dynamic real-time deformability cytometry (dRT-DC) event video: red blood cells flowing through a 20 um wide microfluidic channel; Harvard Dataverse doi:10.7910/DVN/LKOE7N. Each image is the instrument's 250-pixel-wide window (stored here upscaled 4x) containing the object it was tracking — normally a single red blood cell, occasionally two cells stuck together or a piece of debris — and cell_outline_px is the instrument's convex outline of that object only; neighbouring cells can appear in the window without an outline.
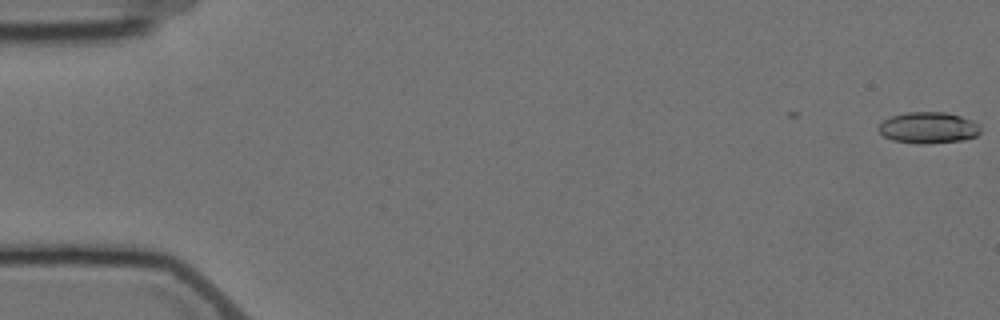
{"species": "Egyptian fruit bat (a non-hibernating species)", "species_latin": "Rousettus aegyptiacus", "temperature_condition": "cold", "stored_images_in_passage": 5, "camera_frame_rate_fps": 3000, "um_per_image_px": 0.085, "animal": {"sex": "female"}, "frame": {"image": 1, "passage_image": 1, "time_ms": 0.0, "image_size_px": [1000, 320], "cell_outline_px": [[980, 132], [976, 136], [964, 140], [928, 144], [920, 144], [892, 140], [884, 136], [876, 128], [884, 120], [892, 116], [908, 112], [944, 112], [960, 116], [972, 120], [980, 124]], "centroid_in_image_um": [78.92, 10.86], "position_along_channel_um": 6.1, "area_um2": 18.67}}
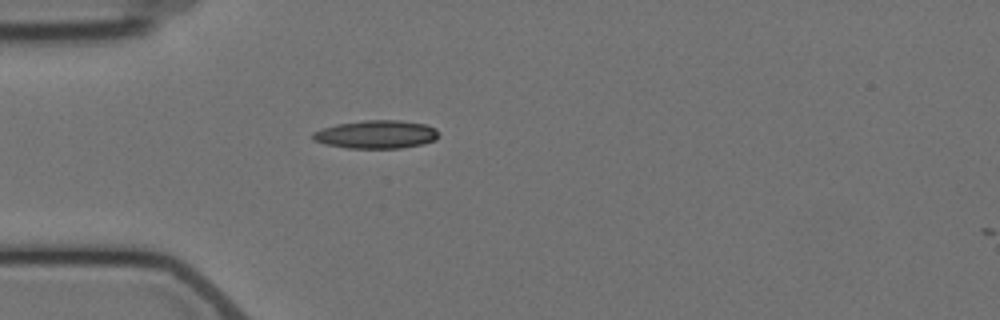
{"frame": {"image": 2, "passage_image": 5, "time_ms": 5.333, "image_size_px": [1000, 320], "cell_outline_px": [[440, 136], [436, 140], [424, 144], [400, 148], [348, 148], [324, 144], [312, 140], [312, 132], [336, 124], [364, 120], [400, 120], [424, 124], [436, 128]], "centroid_in_image_um": [32.0, 11.43], "position_along_channel_um": 53.0, "area_um2": 20.87}}